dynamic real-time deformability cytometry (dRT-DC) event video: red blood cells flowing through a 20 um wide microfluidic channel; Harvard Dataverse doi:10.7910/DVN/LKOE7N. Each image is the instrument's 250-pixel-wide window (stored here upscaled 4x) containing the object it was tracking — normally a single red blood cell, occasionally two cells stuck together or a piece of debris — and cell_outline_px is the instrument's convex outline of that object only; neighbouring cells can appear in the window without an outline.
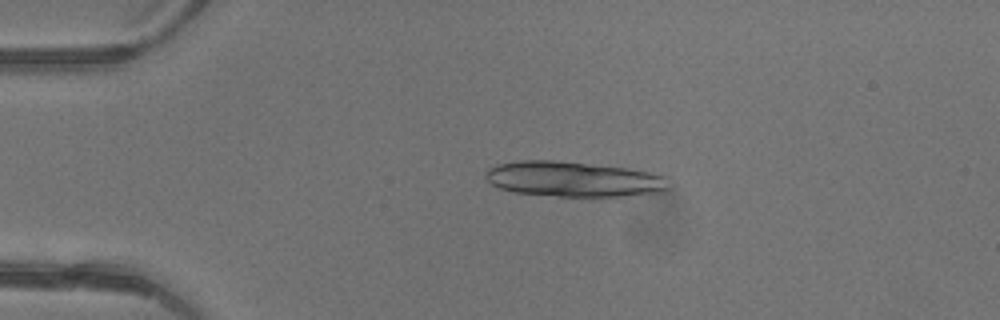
{"species": "common noctule bat (a hibernating species)", "species_latin": "Nyctalus noctula", "temperature_condition": "warm", "stored_images_in_passage": 3, "camera_frame_rate_fps": 3000, "um_per_image_px": 0.085, "animal": {"sex": "female"}, "frame": {"image": 1, "passage_image": 2, "time_ms": 0.333, "image_size_px": [1000, 320], "cell_outline_px": [[668, 188], [664, 192], [624, 196], [560, 196], [516, 192], [500, 188], [492, 184], [484, 176], [484, 172], [488, 168], [496, 164], [520, 160], [552, 160], [628, 168], [648, 172], [664, 176]], "centroid_in_image_um": [48.71, 15.22], "position_along_channel_um": 36.3, "area_um2": 37.4}}